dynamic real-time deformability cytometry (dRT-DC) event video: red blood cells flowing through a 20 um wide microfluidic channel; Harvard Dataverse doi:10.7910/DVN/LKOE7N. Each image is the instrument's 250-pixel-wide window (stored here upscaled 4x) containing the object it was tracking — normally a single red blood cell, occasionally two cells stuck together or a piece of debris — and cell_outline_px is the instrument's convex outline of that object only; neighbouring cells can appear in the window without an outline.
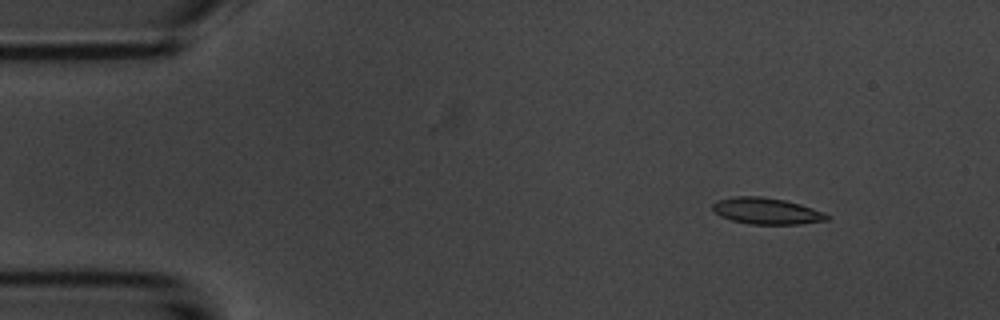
{"species": "common noctule bat (a hibernating species)", "species_latin": "Nyctalus noctula", "temperature_condition": "room temperature", "stored_images_in_passage": 10, "camera_frame_rate_fps": 3000, "um_per_image_px": 0.085, "animal": {"sex": "male", "body_mass_g": 20.1, "forearm_length_mm": 53.5}, "frame": {"image": 1, "passage_image": 2, "time_ms": 1.0, "image_size_px": [1000, 320], "cell_outline_px": [[828, 220], [800, 224], [748, 224], [732, 220], [720, 216], [712, 208], [712, 204], [716, 200], [736, 196], [760, 196], [784, 200], [800, 204], [824, 212], [828, 216]], "centroid_in_image_um": [65.13, 17.93], "position_along_channel_um": 19.9, "area_um2": 17.51}}
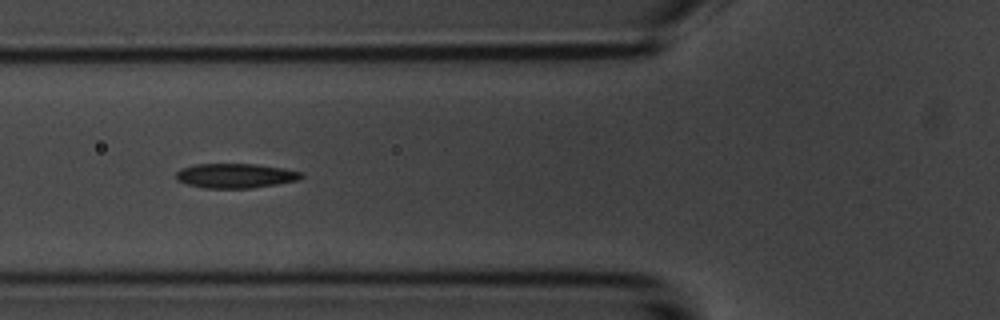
{"frame": {"image": 2, "passage_image": 6, "time_ms": 5.667, "image_size_px": [1000, 320], "cell_outline_px": [[304, 176], [300, 180], [252, 188], [204, 188], [188, 184], [176, 180], [176, 172], [180, 168], [192, 164], [256, 164], [284, 168], [300, 172]], "centroid_in_image_um": [20.0, 14.93], "position_along_channel_um": 105.8, "area_um2": 18.03}}
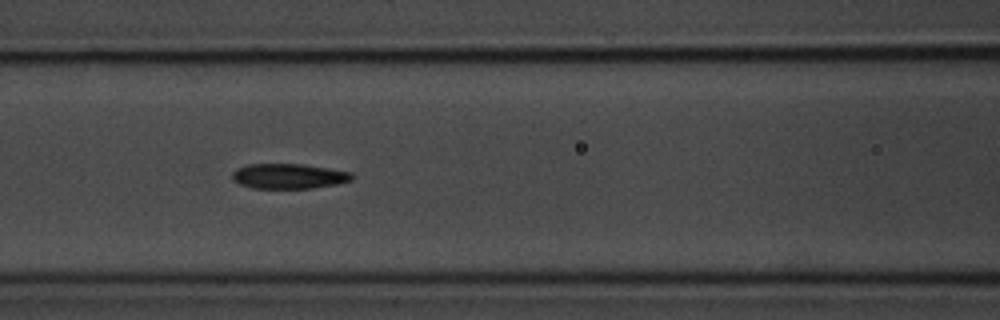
{"frame": {"image": 3, "passage_image": 7, "time_ms": 6.667, "image_size_px": [1000, 320], "cell_outline_px": [[352, 180], [336, 184], [312, 188], [252, 188], [240, 184], [232, 180], [232, 172], [236, 168], [248, 164], [300, 164], [328, 168], [352, 172]], "centroid_in_image_um": [24.51, 14.97], "position_along_channel_um": 142.1, "area_um2": 17.46}}